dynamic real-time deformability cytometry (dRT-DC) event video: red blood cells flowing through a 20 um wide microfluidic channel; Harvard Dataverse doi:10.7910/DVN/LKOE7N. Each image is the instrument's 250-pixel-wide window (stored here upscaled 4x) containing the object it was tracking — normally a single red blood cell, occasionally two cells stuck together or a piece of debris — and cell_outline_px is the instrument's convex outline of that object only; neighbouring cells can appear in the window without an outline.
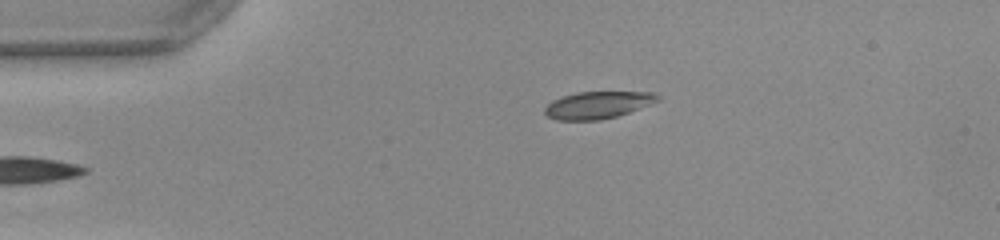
{"species": "common noctule bat (a hibernating species)", "species_latin": "Nyctalus noctula", "temperature_condition": "warm", "stored_images_in_passage": 35, "camera_frame_rate_fps": 3000, "um_per_image_px": 0.085, "animal": {"sex": "female", "body_mass_g": 22.0, "forearm_length_mm": 56.7}, "frame": {"image": 1, "passage_image": 1, "time_ms": 0.0, "image_size_px": [1000, 240], "cell_outline_px": [[660, 100], [628, 112], [616, 116], [600, 120], [556, 120], [548, 116], [544, 112], [544, 108], [552, 100], [576, 92], [652, 92], [660, 96]], "centroid_in_image_um": [50.79, 8.92], "position_along_channel_um": 34.2, "area_um2": 17.69}}
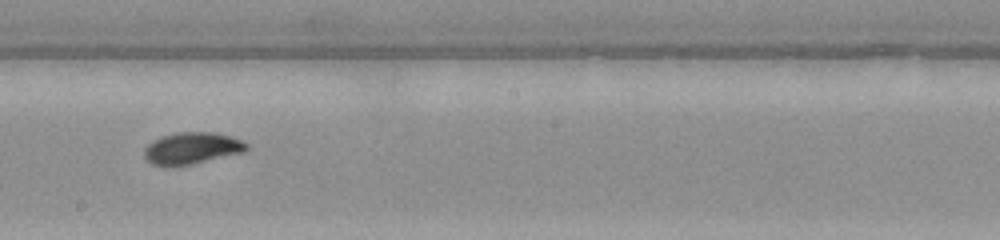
{"frame": {"image": 2, "passage_image": 19, "time_ms": 6.0, "image_size_px": [1000, 240], "cell_outline_px": [[248, 148], [244, 152], [192, 164], [152, 164], [144, 156], [144, 148], [152, 140], [160, 136], [176, 132], [216, 132], [240, 140], [248, 144]], "centroid_in_image_um": [16.31, 12.56], "position_along_channel_um": 231.9, "area_um2": 18.61}}
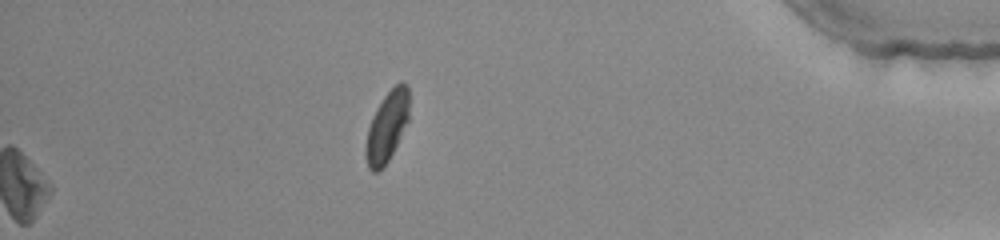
{"frame": {"image": 3, "passage_image": 35, "time_ms": 11.333, "image_size_px": [1000, 240], "cell_outline_px": [[408, 120], [388, 160], [376, 172], [372, 172], [368, 168], [364, 152], [364, 148], [368, 128], [372, 116], [376, 108], [384, 96], [400, 80], [404, 80], [408, 84]], "centroid_in_image_um": [32.87, 10.73], "position_along_channel_um": 402.3, "area_um2": 17.63}, "authors_computed_cell_mechanics": {"area_um2": 18.4382, "velocity_mm_per_s": 4.0034, "shape_relaxation_time_tau1_ms": 3.7154, "shape_relaxation_time_tau2_ms": 1.1687, "deformation_change_tau1": 0.1631, "deformation_change_tau2": 0.0468}}